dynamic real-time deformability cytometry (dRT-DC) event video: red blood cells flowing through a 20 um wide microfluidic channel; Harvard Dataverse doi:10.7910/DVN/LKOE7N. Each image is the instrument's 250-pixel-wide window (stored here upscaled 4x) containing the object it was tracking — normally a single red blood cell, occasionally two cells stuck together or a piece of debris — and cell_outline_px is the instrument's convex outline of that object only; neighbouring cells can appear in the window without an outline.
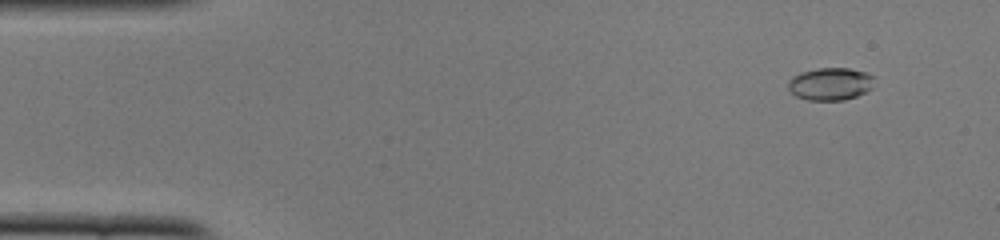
{"species": "common noctule bat (a hibernating species)", "species_latin": "Nyctalus noctula", "temperature_condition": "cold", "stored_images_in_passage": 52, "camera_frame_rate_fps": 3000, "um_per_image_px": 0.085, "animal": {"sex": "female", "body_mass_g": 22.0, "forearm_length_mm": 56.7}, "frame": {"image": 1, "passage_image": 5, "time_ms": 1.333, "image_size_px": [1000, 240], "cell_outline_px": [[876, 76], [872, 88], [856, 96], [844, 100], [808, 100], [796, 96], [788, 88], [788, 80], [792, 76], [800, 72], [816, 68], [848, 68], [864, 72]], "centroid_in_image_um": [70.58, 7.12], "position_along_channel_um": 14.4, "area_um2": 16.47}}
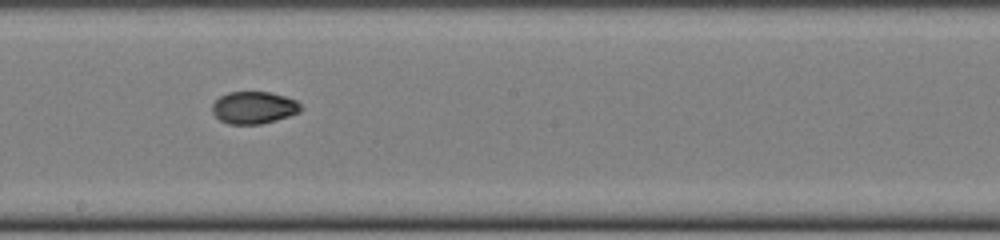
{"frame": {"image": 2, "passage_image": 29, "time_ms": 9.333, "image_size_px": [1000, 240], "cell_outline_px": [[304, 108], [300, 112], [276, 120], [260, 124], [228, 124], [220, 120], [212, 112], [212, 104], [220, 96], [228, 92], [272, 92], [296, 100]], "centroid_in_image_um": [21.59, 9.14], "position_along_channel_um": 226.6, "area_um2": 16.7}}
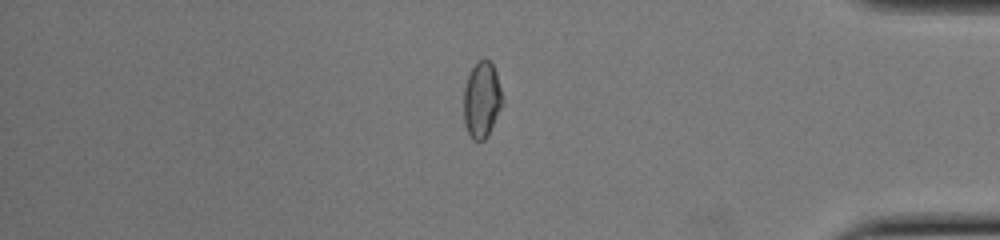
{"frame": {"image": 3, "passage_image": 44, "time_ms": 14.333, "image_size_px": [1000, 240], "cell_outline_px": [[504, 104], [484, 140], [472, 140], [464, 124], [464, 88], [468, 76], [476, 60], [484, 56], [492, 64], [496, 72], [504, 100]], "centroid_in_image_um": [40.96, 8.44], "position_along_channel_um": 394.2, "area_um2": 17.34}, "authors_computed_cell_mechanics": {"area_um2": 16.7331, "velocity_mm_per_s": 3.9372, "shape_relaxation_time_tau1_ms": 7.9999, "shape_relaxation_time_tau2_ms": 1.8056, "deformation_change_tau1": 0.1763, "deformation_change_tau2": 0.0381}}